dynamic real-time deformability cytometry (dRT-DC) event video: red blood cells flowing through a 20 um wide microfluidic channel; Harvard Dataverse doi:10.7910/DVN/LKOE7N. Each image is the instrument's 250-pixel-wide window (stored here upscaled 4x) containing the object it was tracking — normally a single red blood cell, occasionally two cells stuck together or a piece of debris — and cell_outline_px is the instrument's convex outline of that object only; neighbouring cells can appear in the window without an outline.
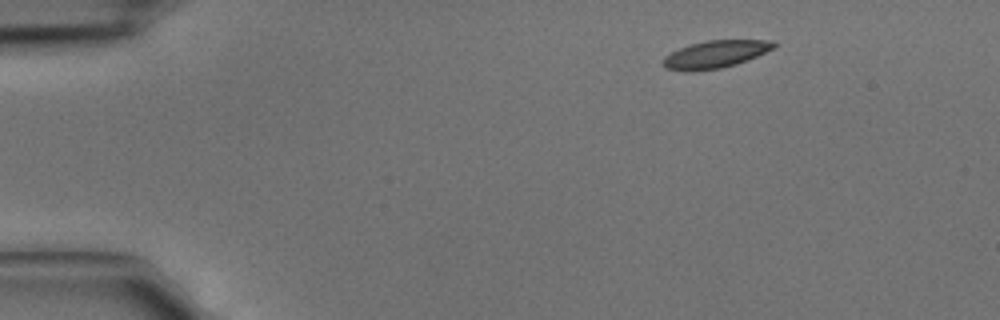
{"species": "common noctule bat (a hibernating species)", "species_latin": "Nyctalus noctula", "temperature_condition": "cold", "stored_images_in_passage": 3, "camera_frame_rate_fps": 3000, "um_per_image_px": 0.085, "animal": {"sex": "male", "body_mass_g": 15.6}, "frame": {"image": 1, "passage_image": 1, "time_ms": 0.0, "image_size_px": [1000, 320], "cell_outline_px": [[776, 48], [736, 64], [720, 68], [692, 72], [688, 72], [664, 68], [660, 60], [664, 56], [680, 48], [692, 44], [708, 40], [772, 40], [776, 44]], "centroid_in_image_um": [60.77, 4.62], "position_along_channel_um": 24.2, "area_um2": 17.8}}